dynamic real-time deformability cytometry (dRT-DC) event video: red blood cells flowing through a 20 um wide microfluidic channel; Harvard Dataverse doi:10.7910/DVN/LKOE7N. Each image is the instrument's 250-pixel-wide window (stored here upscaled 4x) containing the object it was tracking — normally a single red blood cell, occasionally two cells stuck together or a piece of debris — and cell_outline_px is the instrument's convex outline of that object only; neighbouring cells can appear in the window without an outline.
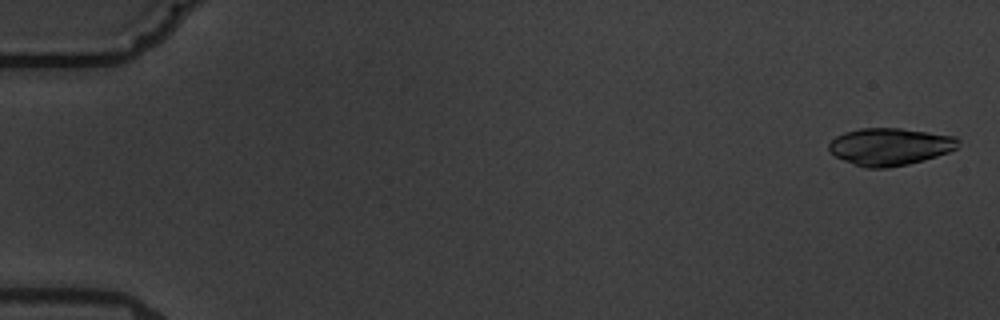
{"species": "common noctule bat (a hibernating species)", "species_latin": "Nyctalus noctula", "temperature_condition": "warm", "stored_images_in_passage": 6, "camera_frame_rate_fps": 3000, "um_per_image_px": 0.085, "animal": {"sex": "male", "body_mass_g": 19.5, "forearm_length_mm": 54.6}, "frame": {"image": 1, "passage_image": 1, "time_ms": 0.0, "image_size_px": [1000, 320], "cell_outline_px": [[960, 140], [956, 148], [948, 152], [924, 160], [908, 164], [888, 168], [864, 168], [844, 160], [828, 152], [828, 144], [836, 136], [844, 132], [860, 128], [900, 128], [956, 136]], "centroid_in_image_um": [75.62, 12.46], "position_along_channel_um": 9.4, "area_um2": 28.21}}